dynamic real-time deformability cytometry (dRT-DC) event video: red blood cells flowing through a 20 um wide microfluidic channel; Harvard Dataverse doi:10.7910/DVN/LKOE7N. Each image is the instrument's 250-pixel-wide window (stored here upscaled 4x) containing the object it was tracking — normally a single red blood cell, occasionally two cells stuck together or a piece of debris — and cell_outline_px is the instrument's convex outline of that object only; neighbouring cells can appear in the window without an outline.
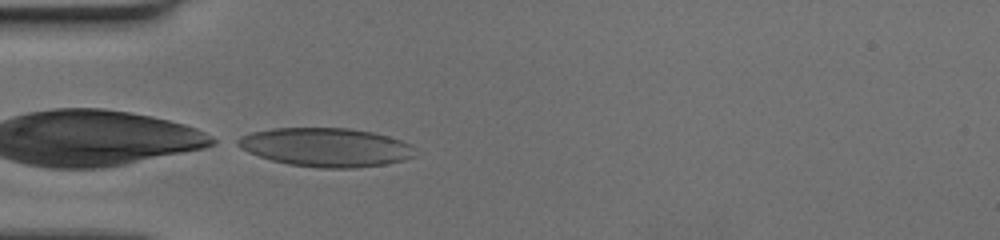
{"species": "human", "species_latin": "Homo sapiens", "temperature_condition": "cold", "stored_images_in_passage": 30, "camera_frame_rate_fps": 3000, "um_per_image_px": 0.085, "donor": {"sex": "female"}, "frame": {"image": 1, "passage_image": 1, "time_ms": 0.0, "image_size_px": [1000, 240], "cell_outline_px": [[416, 156], [404, 160], [384, 164], [356, 168], [320, 168], [288, 164], [272, 160], [248, 152], [232, 144], [232, 140], [240, 136], [252, 132], [272, 128], [348, 128], [372, 132], [388, 136], [400, 140], [408, 144]], "centroid_in_image_um": [27.62, 12.51], "position_along_channel_um": 57.4, "area_um2": 40.11}}
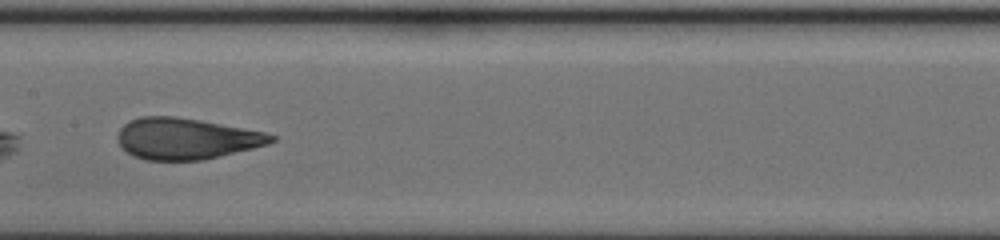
{"frame": {"image": 2, "passage_image": 13, "time_ms": 4.0, "image_size_px": [1000, 240], "cell_outline_px": [[276, 140], [268, 144], [220, 156], [200, 160], [144, 160], [128, 152], [120, 144], [116, 136], [120, 128], [128, 120], [140, 116], [176, 116], [200, 120], [264, 132], [276, 136]], "centroid_in_image_um": [15.8, 11.77], "position_along_channel_um": 191.6, "area_um2": 36.7}}
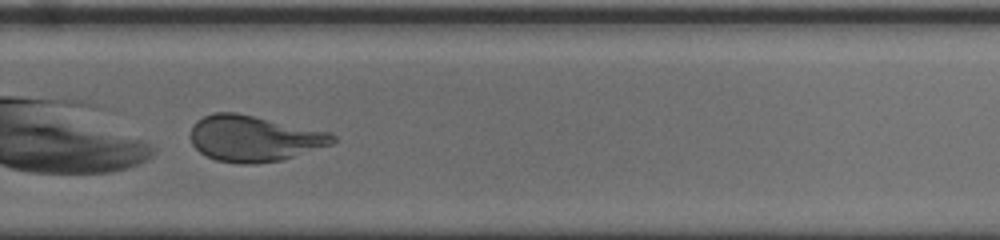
{"frame": {"image": 3, "passage_image": 23, "time_ms": 7.333, "image_size_px": [1000, 240], "cell_outline_px": [[336, 140], [332, 144], [280, 160], [256, 164], [240, 164], [216, 160], [204, 156], [192, 144], [192, 124], [196, 120], [212, 112], [236, 112], [328, 132], [336, 136]], "centroid_in_image_um": [21.55, 11.77], "position_along_channel_um": 308.3, "area_um2": 37.86}}